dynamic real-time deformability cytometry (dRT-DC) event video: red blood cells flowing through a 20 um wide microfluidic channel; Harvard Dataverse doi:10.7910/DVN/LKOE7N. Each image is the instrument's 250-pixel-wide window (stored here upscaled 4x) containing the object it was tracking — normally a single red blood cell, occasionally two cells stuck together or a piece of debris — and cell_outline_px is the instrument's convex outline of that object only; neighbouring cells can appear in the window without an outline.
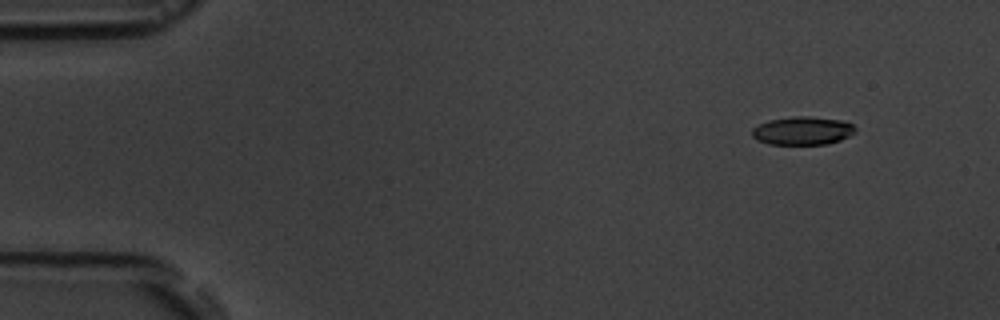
{"species": "common noctule bat (a hibernating species)", "species_latin": "Nyctalus noctula", "temperature_condition": "room temperature", "stored_images_in_passage": 15, "camera_frame_rate_fps": 3000, "um_per_image_px": 0.085, "animal": {"sex": "male", "body_mass_g": 19.5, "forearm_length_mm": 54.6}, "frame": {"image": 1, "passage_image": 2, "time_ms": 1.0, "image_size_px": [1000, 320], "cell_outline_px": [[856, 132], [840, 140], [828, 144], [768, 144], [756, 140], [752, 136], [752, 128], [768, 120], [792, 116], [812, 116], [840, 120], [852, 124], [856, 128]], "centroid_in_image_um": [68.21, 11.11], "position_along_channel_um": 16.8, "area_um2": 17.11}}
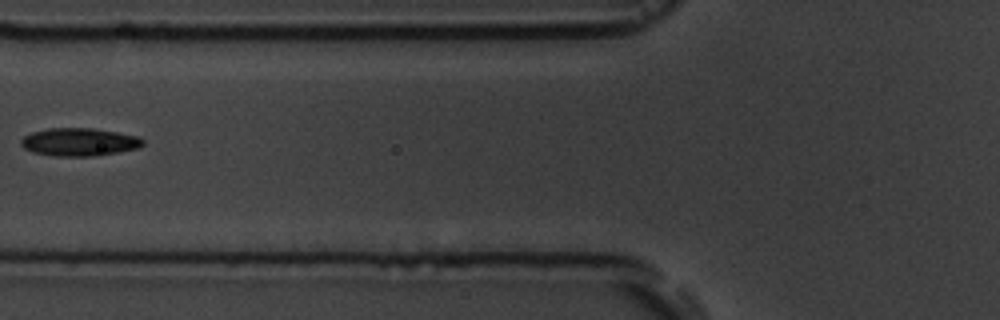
{"frame": {"image": 2, "passage_image": 6, "time_ms": 6.667, "image_size_px": [1000, 320], "cell_outline_px": [[144, 144], [140, 148], [96, 156], [56, 156], [32, 152], [24, 148], [20, 144], [20, 140], [24, 136], [32, 132], [48, 128], [92, 128], [140, 136], [144, 140]], "centroid_in_image_um": [6.75, 12.07], "position_along_channel_um": 119.0, "area_um2": 20.0}}
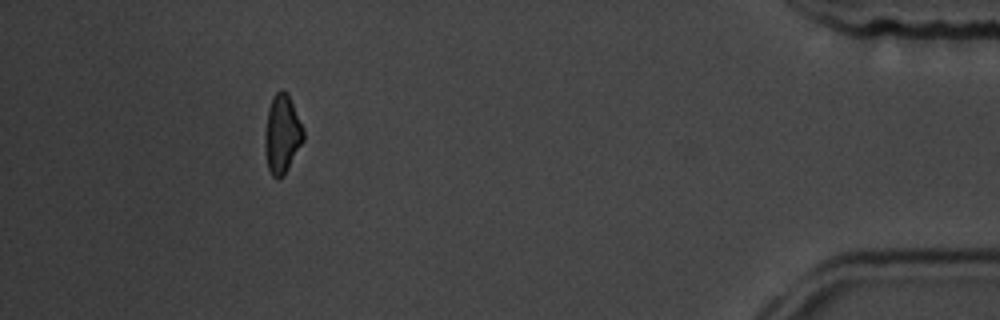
{"frame": {"image": 3, "passage_image": 14, "time_ms": 16.333, "image_size_px": [1000, 320], "cell_outline_px": [[304, 140], [284, 176], [276, 180], [272, 176], [268, 168], [264, 144], [264, 132], [268, 108], [272, 96], [280, 88], [284, 88], [288, 92], [304, 128]], "centroid_in_image_um": [23.98, 11.36], "position_along_channel_um": 411.2, "area_um2": 18.15}}